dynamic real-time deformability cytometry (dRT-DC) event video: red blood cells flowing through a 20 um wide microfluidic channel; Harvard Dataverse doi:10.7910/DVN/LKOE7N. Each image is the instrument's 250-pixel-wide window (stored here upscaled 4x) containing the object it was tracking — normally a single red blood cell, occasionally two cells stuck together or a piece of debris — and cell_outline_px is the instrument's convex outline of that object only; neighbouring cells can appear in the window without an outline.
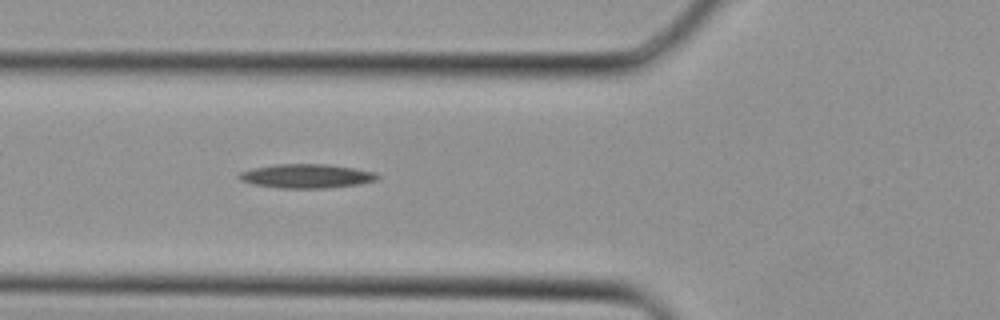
{"species": "Egyptian fruit bat (a non-hibernating species)", "species_latin": "Rousettus aegyptiacus", "temperature_condition": "cold", "stored_images_in_passage": 36, "segment_of_instrument_passage": [1, 2], "camera_frame_rate_fps": 3000, "um_per_image_px": 0.085, "animal": {"sex": "female"}, "frame": {"image": 1, "passage_image": 13, "time_ms": 4.0, "image_size_px": [1000, 320], "cell_outline_px": [[380, 176], [376, 180], [360, 184], [324, 188], [276, 188], [252, 184], [240, 180], [236, 176], [240, 172], [252, 168], [272, 164], [324, 164], [352, 168], [372, 172]], "centroid_in_image_um": [25.97, 14.97], "position_along_channel_um": 99.8, "area_um2": 19.36}}
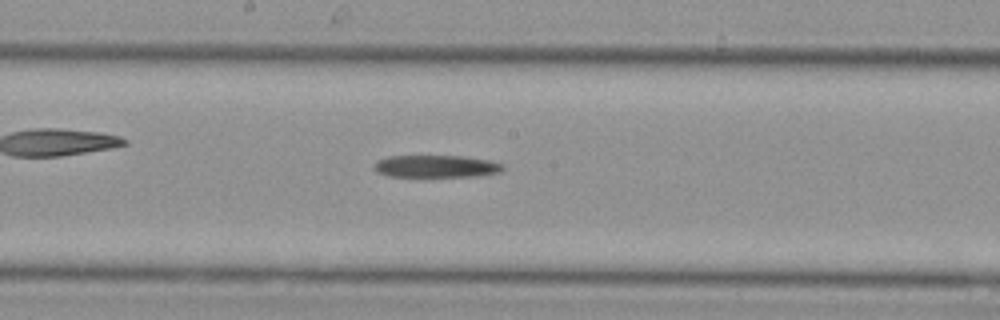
{"frame": {"image": 2, "passage_image": 19, "time_ms": 6.0, "image_size_px": [1000, 320], "cell_outline_px": [[504, 168], [500, 172], [476, 176], [420, 180], [388, 176], [376, 172], [372, 168], [372, 164], [376, 160], [388, 156], [460, 156], [488, 160], [504, 164]], "centroid_in_image_um": [36.96, 14.2], "position_along_channel_um": 211.2, "area_um2": 18.03}}
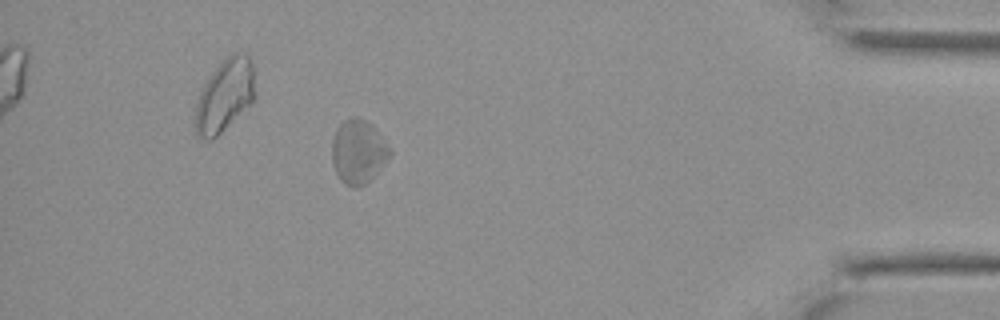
{"frame": {"image": 3, "passage_image": 32, "time_ms": 10.333, "image_size_px": [1000, 320], "cell_outline_px": [[392, 156], [364, 184], [352, 188], [344, 184], [340, 180], [332, 164], [332, 140], [340, 124], [344, 120], [352, 116], [356, 116], [372, 124], [376, 128], [392, 152]], "centroid_in_image_um": [30.45, 12.88], "position_along_channel_um": 404.8, "area_um2": 21.44}}